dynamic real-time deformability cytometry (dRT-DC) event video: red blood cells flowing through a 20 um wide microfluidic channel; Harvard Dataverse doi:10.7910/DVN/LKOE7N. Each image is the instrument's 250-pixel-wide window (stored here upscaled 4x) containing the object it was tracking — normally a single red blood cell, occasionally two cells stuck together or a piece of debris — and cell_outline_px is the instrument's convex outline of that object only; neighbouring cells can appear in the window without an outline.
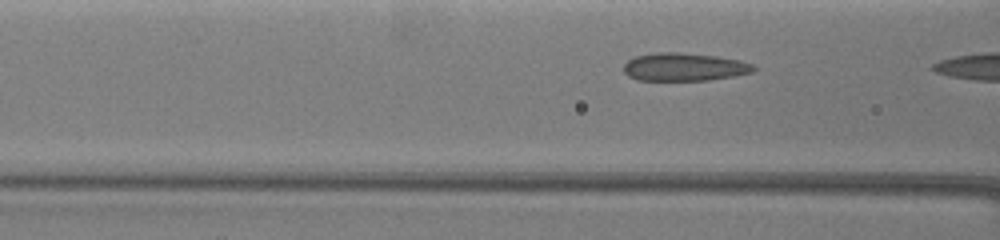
{"species": "common noctule bat (a hibernating species)", "species_latin": "Nyctalus noctula", "temperature_condition": "warm", "stored_images_in_passage": 7, "camera_frame_rate_fps": 3000, "um_per_image_px": 0.085, "animal": {"sex": "female", "body_mass_g": 19.5, "forearm_length_mm": 54.1}, "frame": {"image": 1, "passage_image": 4, "time_ms": 1.0, "image_size_px": [1000, 240], "cell_outline_px": [[756, 68], [752, 72], [732, 76], [708, 80], [636, 80], [628, 76], [624, 72], [624, 64], [628, 60], [636, 56], [656, 52], [676, 52], [716, 56], [740, 60], [752, 64]], "centroid_in_image_um": [58.13, 5.69], "position_along_channel_um": 108.5, "area_um2": 21.1}}